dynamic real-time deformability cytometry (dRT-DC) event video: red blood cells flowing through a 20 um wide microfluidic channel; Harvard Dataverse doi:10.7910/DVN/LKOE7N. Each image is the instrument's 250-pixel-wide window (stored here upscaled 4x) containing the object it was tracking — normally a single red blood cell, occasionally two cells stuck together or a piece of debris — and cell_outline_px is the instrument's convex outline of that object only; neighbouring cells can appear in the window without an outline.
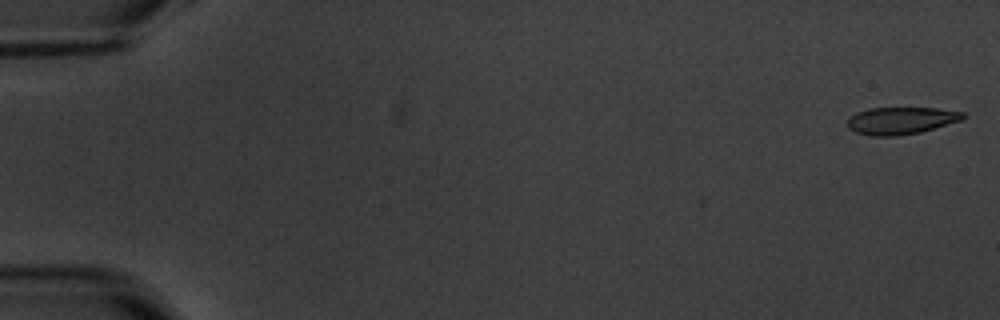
{"species": "common noctule bat (a hibernating species)", "species_latin": "Nyctalus noctula", "temperature_condition": "warm", "stored_images_in_passage": 3, "camera_frame_rate_fps": 3000, "um_per_image_px": 0.085, "animal": {"sex": "male", "body_mass_g": 20.1, "forearm_length_mm": 53.5}, "frame": {"image": 1, "passage_image": 1, "time_ms": 0.0, "image_size_px": [1000, 320], "cell_outline_px": [[968, 116], [964, 120], [920, 132], [896, 136], [872, 136], [856, 132], [848, 128], [848, 120], [856, 112], [868, 108], [936, 108], [964, 112]], "centroid_in_image_um": [76.64, 10.25], "position_along_channel_um": 8.4, "area_um2": 18.44}}